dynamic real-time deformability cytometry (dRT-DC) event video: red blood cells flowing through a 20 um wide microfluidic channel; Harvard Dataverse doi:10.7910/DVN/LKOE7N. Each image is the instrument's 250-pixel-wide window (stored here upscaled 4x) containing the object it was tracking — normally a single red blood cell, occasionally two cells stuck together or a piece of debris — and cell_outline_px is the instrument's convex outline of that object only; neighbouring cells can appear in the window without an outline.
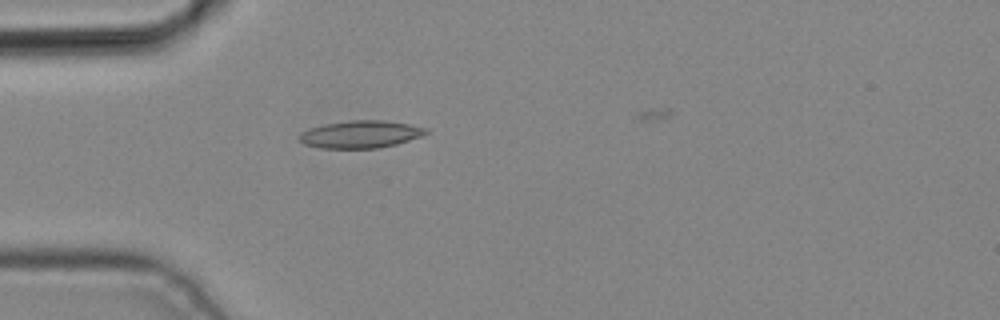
{"species": "common noctule bat (a hibernating species)", "species_latin": "Nyctalus noctula", "temperature_condition": "cold", "stored_images_in_passage": 2, "camera_frame_rate_fps": 3000, "um_per_image_px": 0.085, "animal": {"sex": "male", "body_mass_g": 19.2, "forearm_length_mm": 51.8}, "frame": {"image": 1, "passage_image": 2, "time_ms": 0.333, "image_size_px": [1000, 320], "cell_outline_px": [[428, 132], [420, 136], [396, 144], [376, 148], [320, 148], [304, 144], [300, 140], [300, 132], [308, 128], [324, 124], [348, 120], [380, 120], [408, 124], [428, 128]], "centroid_in_image_um": [30.61, 11.41], "position_along_channel_um": 54.4, "area_um2": 20.11}}